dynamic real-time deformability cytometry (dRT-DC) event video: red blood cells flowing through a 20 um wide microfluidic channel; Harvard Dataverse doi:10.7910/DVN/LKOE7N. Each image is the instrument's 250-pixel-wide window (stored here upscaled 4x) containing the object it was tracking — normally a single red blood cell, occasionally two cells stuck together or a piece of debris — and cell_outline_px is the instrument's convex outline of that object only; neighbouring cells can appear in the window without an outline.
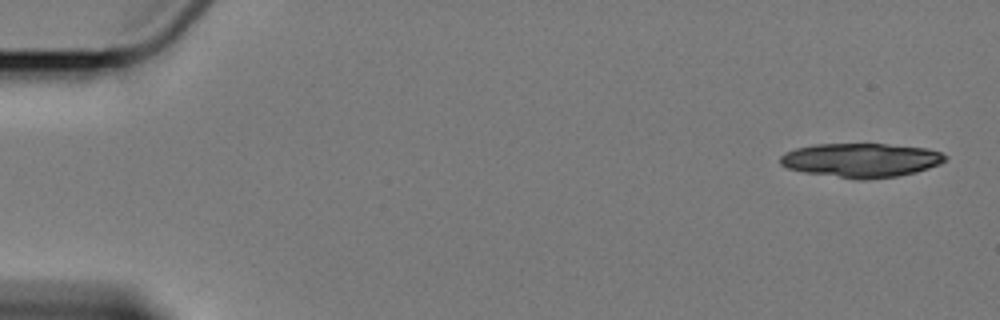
{"species": "Egyptian fruit bat (a non-hibernating species)", "species_latin": "Rousettus aegyptiacus", "temperature_condition": "cold", "stored_images_in_passage": 5, "camera_frame_rate_fps": 3000, "um_per_image_px": 0.085, "animal": {"sex": "female"}, "frame": {"image": 1, "passage_image": 1, "time_ms": 0.0, "image_size_px": [1000, 320], "cell_outline_px": [[948, 156], [940, 164], [916, 172], [896, 176], [868, 180], [856, 180], [804, 172], [788, 168], [780, 164], [780, 156], [784, 152], [796, 148], [816, 144], [884, 144], [928, 148], [940, 152]], "centroid_in_image_um": [73.18, 13.62], "position_along_channel_um": 11.8, "area_um2": 32.89}}